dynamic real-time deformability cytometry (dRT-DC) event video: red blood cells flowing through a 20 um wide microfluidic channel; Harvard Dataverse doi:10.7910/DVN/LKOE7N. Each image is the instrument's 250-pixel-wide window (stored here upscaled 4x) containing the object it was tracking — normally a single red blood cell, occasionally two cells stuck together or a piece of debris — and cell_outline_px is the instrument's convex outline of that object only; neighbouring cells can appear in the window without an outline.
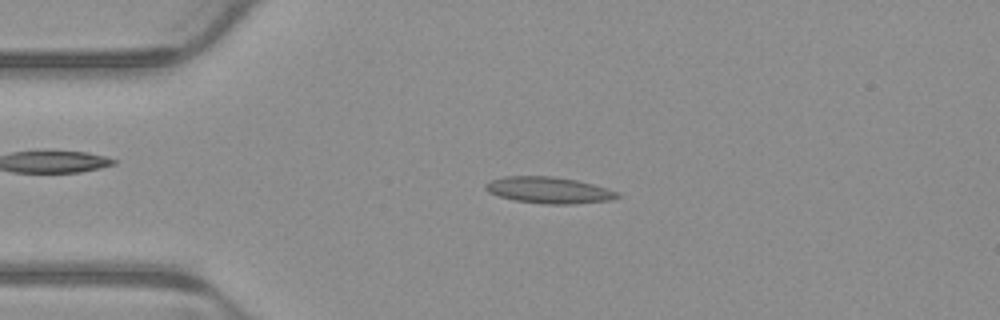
{"species": "common noctule bat (a hibernating species)", "species_latin": "Nyctalus noctula", "temperature_condition": "warm", "stored_images_in_passage": 7, "camera_frame_rate_fps": 3000, "um_per_image_px": 0.085, "animal": {"sex": "male", "body_mass_g": 23.1, "forearm_length_mm": 52.7}, "frame": {"image": 1, "passage_image": 2, "time_ms": 0.333, "image_size_px": [1000, 320], "cell_outline_px": [[620, 196], [612, 200], [572, 204], [544, 204], [516, 200], [500, 196], [488, 192], [484, 188], [484, 184], [488, 180], [504, 176], [552, 176], [576, 180], [608, 188], [620, 192]], "centroid_in_image_um": [46.65, 16.15], "position_along_channel_um": 38.4, "area_um2": 20.4}}
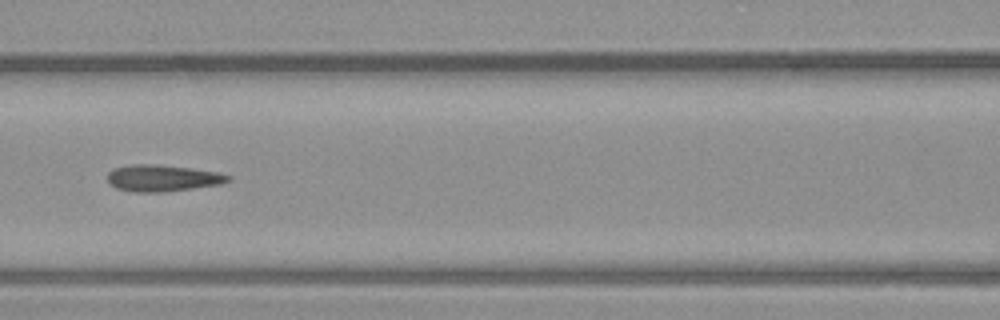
{"frame": {"image": 2, "passage_image": 5, "time_ms": 1.333, "image_size_px": [1000, 320], "cell_outline_px": [[232, 180], [220, 184], [168, 192], [128, 192], [116, 188], [108, 180], [108, 172], [112, 168], [132, 164], [156, 164], [220, 172], [232, 176]], "centroid_in_image_um": [13.83, 15.14], "position_along_channel_um": 152.8, "area_um2": 18.9}}
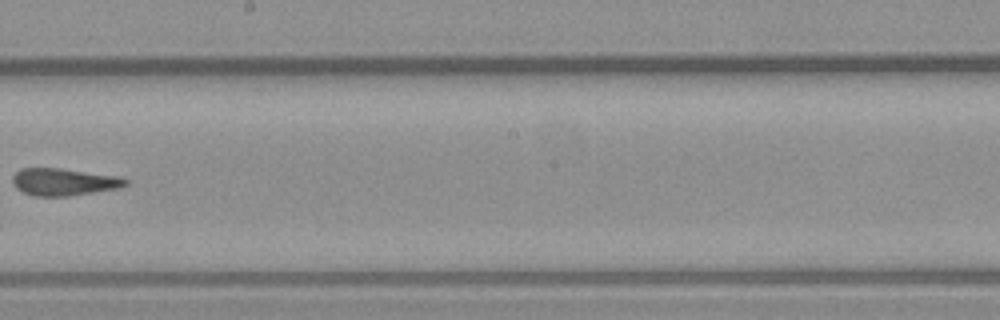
{"frame": {"image": 3, "passage_image": 7, "time_ms": 2.0, "image_size_px": [1000, 320], "cell_outline_px": [[128, 184], [120, 188], [68, 196], [32, 196], [16, 188], [12, 184], [12, 176], [20, 168], [60, 168], [120, 176], [128, 180]], "centroid_in_image_um": [5.42, 15.46], "position_along_channel_um": 242.8, "area_um2": 18.09}}